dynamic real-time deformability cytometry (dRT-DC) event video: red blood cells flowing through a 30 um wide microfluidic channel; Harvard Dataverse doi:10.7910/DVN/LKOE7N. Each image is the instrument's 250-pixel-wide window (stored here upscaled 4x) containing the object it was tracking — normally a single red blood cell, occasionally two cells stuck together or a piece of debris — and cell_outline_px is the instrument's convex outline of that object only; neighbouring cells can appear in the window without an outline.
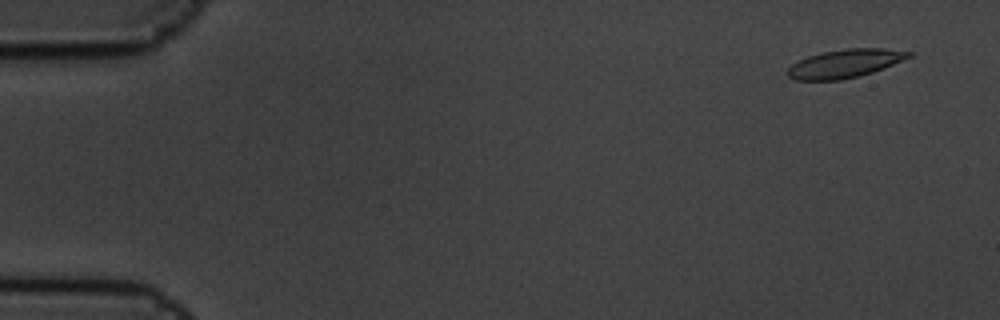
{"species": "common noctule bat (a hibernating species)", "species_latin": "Nyctalus noctula", "temperature_condition": "cold", "stored_images_in_passage": 11, "camera_frame_rate_fps": 3000, "um_per_image_px": 0.085, "animal": {"sex": "male", "body_mass_g": 19.5, "forearm_length_mm": 54.6}, "frame": {"image": 1, "passage_image": 1, "time_ms": 0.0, "image_size_px": [1000, 320], "cell_outline_px": [[912, 56], [872, 72], [860, 76], [840, 80], [796, 80], [788, 76], [784, 72], [792, 64], [808, 56], [820, 52], [848, 48], [884, 48], [912, 52]], "centroid_in_image_um": [71.78, 5.4], "position_along_channel_um": 13.2, "area_um2": 20.0}}
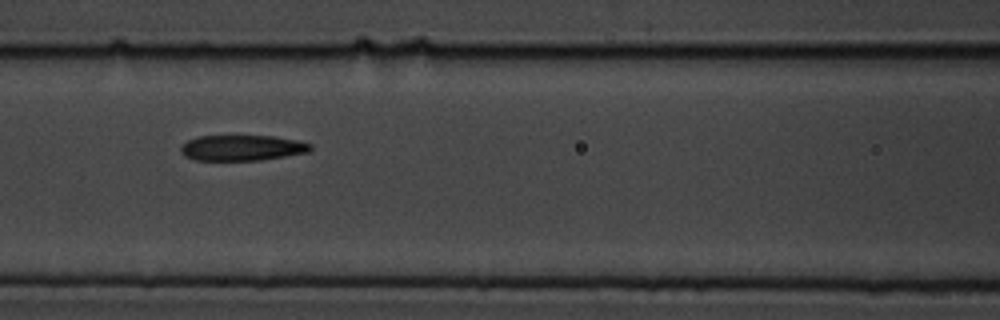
{"frame": {"image": 2, "passage_image": 7, "time_ms": 2.0, "image_size_px": [1000, 320], "cell_outline_px": [[312, 148], [308, 152], [260, 160], [196, 160], [184, 156], [180, 152], [180, 148], [188, 140], [196, 136], [272, 136], [296, 140], [312, 144]], "centroid_in_image_um": [20.55, 12.56], "position_along_channel_um": 146.0, "area_um2": 19.25}}
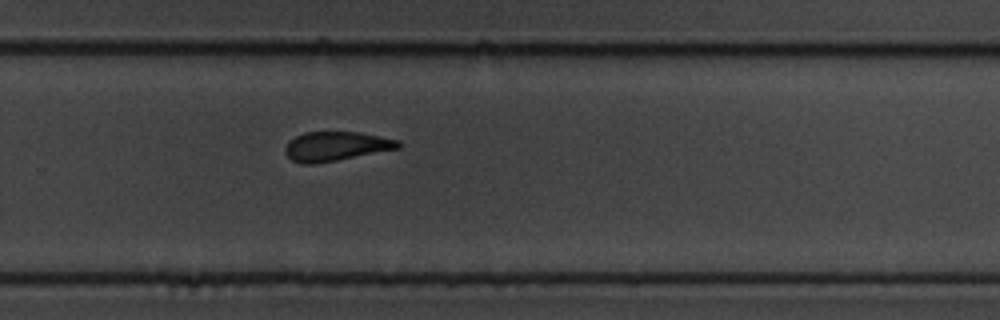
{"frame": {"image": 3, "passage_image": 11, "time_ms": 3.333, "image_size_px": [1000, 320], "cell_outline_px": [[400, 148], [316, 164], [304, 164], [292, 160], [284, 152], [284, 148], [288, 140], [304, 132], [356, 132], [400, 140]], "centroid_in_image_um": [28.52, 12.43], "position_along_channel_um": 301.3, "area_um2": 19.25}}